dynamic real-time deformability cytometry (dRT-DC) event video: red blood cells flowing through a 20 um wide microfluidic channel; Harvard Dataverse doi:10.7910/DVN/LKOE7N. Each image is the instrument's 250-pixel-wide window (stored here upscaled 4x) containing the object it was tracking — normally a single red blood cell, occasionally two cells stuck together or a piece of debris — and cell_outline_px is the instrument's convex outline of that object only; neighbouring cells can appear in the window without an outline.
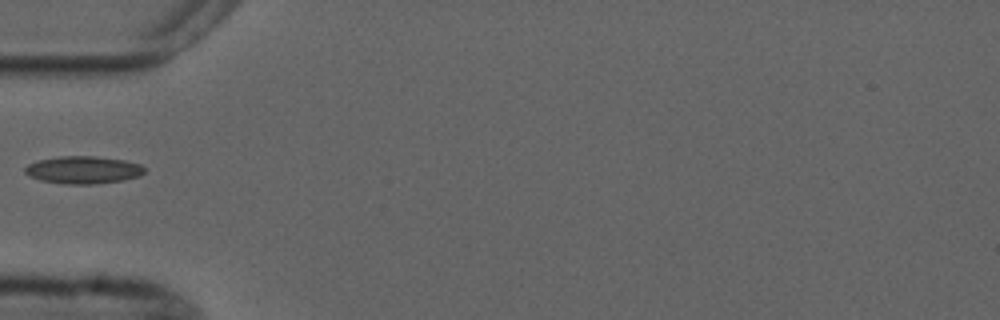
{"species": "common noctule bat (a hibernating species)", "species_latin": "Nyctalus noctula", "temperature_condition": "cold", "stored_images_in_passage": 1, "camera_frame_rate_fps": 3000, "um_per_image_px": 0.085, "animal": {"sex": "male", "forearm_length_mm": 52.5}, "frame": {"image": 1, "passage_image": 1, "time_ms": 0.0, "image_size_px": [1000, 320], "cell_outline_px": [[144, 172], [140, 176], [120, 180], [96, 184], [64, 184], [40, 180], [28, 176], [24, 172], [24, 168], [28, 164], [40, 160], [60, 156], [96, 156], [124, 160], [140, 164], [144, 168]], "centroid_in_image_um": [7.05, 14.44], "position_along_channel_um": 78.0, "area_um2": 19.13}}